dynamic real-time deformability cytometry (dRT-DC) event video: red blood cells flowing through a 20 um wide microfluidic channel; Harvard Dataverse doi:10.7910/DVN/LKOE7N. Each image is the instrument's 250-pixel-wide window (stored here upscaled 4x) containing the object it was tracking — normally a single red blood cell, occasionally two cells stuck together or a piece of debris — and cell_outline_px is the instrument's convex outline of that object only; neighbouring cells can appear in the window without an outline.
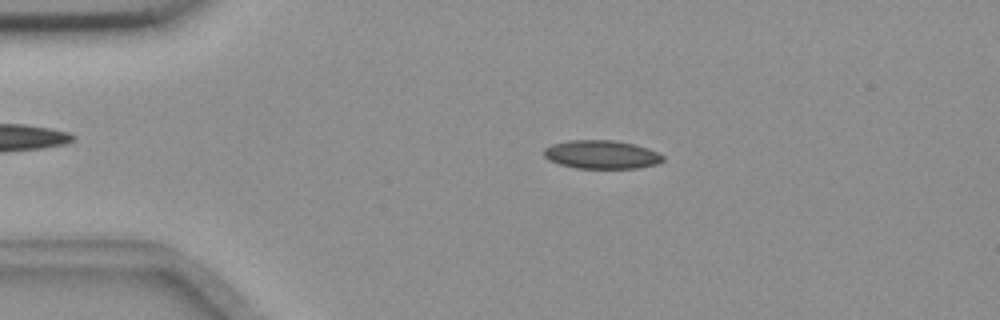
{"species": "common noctule bat (a hibernating species)", "species_latin": "Nyctalus noctula", "temperature_condition": "room temperature", "stored_images_in_passage": 55, "camera_frame_rate_fps": 3000, "um_per_image_px": 0.085, "animal": {"sex": "female", "body_mass_g": 18.4}, "frame": {"image": 1, "passage_image": 11, "time_ms": 3.333, "image_size_px": [1000, 320], "cell_outline_px": [[664, 160], [656, 164], [636, 168], [576, 168], [560, 164], [548, 160], [544, 156], [544, 148], [552, 144], [568, 140], [612, 140], [632, 144], [648, 148], [664, 156]], "centroid_in_image_um": [51.1, 13.13], "position_along_channel_um": 33.9, "area_um2": 19.65}}
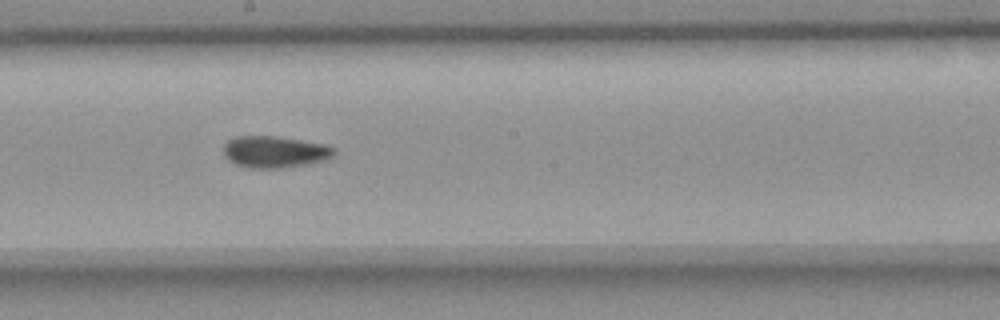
{"frame": {"image": 2, "passage_image": 30, "time_ms": 9.667, "image_size_px": [1000, 320], "cell_outline_px": [[336, 152], [332, 156], [324, 160], [304, 164], [280, 168], [252, 168], [236, 164], [228, 160], [224, 152], [224, 144], [228, 140], [236, 136], [276, 136], [324, 144], [336, 148]], "centroid_in_image_um": [23.34, 12.9], "position_along_channel_um": 224.9, "area_um2": 20.23}}
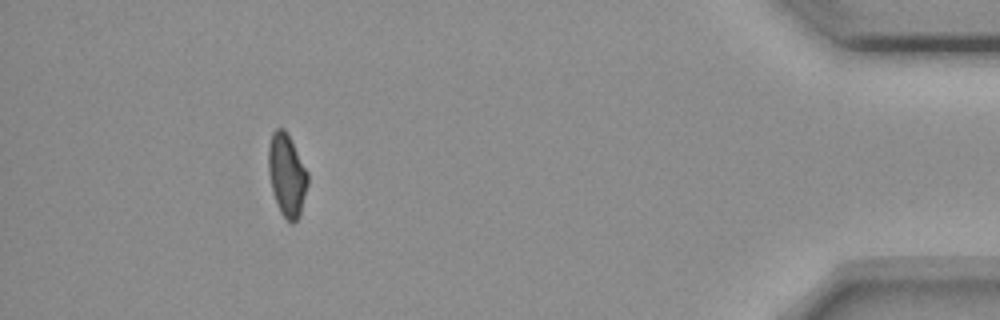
{"frame": {"image": 3, "passage_image": 50, "time_ms": 16.333, "image_size_px": [1000, 320], "cell_outline_px": [[308, 184], [300, 216], [292, 224], [280, 212], [272, 188], [268, 172], [268, 148], [272, 132], [276, 128], [284, 128], [308, 172]], "centroid_in_image_um": [24.38, 14.88], "position_along_channel_um": 410.8, "area_um2": 18.73}, "authors_computed_cell_mechanics": {"area_um2": 19.5364, "velocity_mm_per_s": 3.6703, "shape_relaxation_time_tau1_ms": null, "shape_relaxation_time_tau2_ms": 3.4372, "deformation_change_tau1": null, "deformation_change_tau2": 0.0803}}